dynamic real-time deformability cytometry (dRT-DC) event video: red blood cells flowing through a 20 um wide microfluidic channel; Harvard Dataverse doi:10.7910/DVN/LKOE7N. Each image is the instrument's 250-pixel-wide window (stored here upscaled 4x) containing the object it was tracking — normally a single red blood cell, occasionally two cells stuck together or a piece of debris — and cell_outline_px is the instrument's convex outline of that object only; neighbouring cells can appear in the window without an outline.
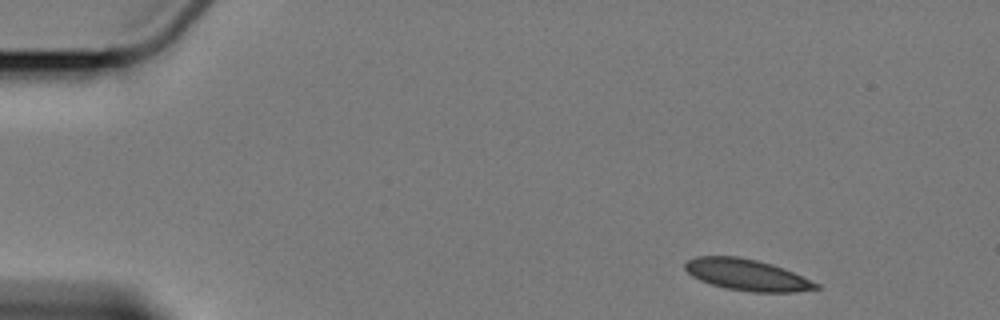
{"species": "Egyptian fruit bat (a non-hibernating species)", "species_latin": "Rousettus aegyptiacus", "temperature_condition": "cold", "stored_images_in_passage": 4, "camera_frame_rate_fps": 3000, "um_per_image_px": 0.085, "animal": {"sex": "female"}, "frame": {"image": 1, "passage_image": 1, "time_ms": 0.0, "image_size_px": [1000, 320], "cell_outline_px": [[820, 288], [796, 292], [752, 292], [724, 288], [700, 280], [692, 276], [684, 268], [684, 264], [688, 260], [696, 256], [740, 256], [772, 264], [784, 268], [820, 284]], "centroid_in_image_um": [63.49, 23.36], "position_along_channel_um": 21.5, "area_um2": 23.99}}